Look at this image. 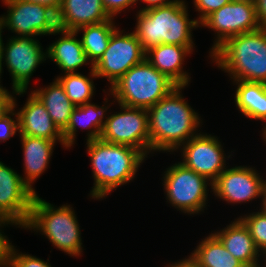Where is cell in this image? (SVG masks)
<instances>
[{
    "mask_svg": "<svg viewBox=\"0 0 266 267\" xmlns=\"http://www.w3.org/2000/svg\"><path fill=\"white\" fill-rule=\"evenodd\" d=\"M176 87L169 95L149 108V152H172L181 147L198 133L200 119L182 97L181 89Z\"/></svg>",
    "mask_w": 266,
    "mask_h": 267,
    "instance_id": "1",
    "label": "cell"
},
{
    "mask_svg": "<svg viewBox=\"0 0 266 267\" xmlns=\"http://www.w3.org/2000/svg\"><path fill=\"white\" fill-rule=\"evenodd\" d=\"M94 187L91 197L102 199L112 190L134 179L146 156L138 149L122 144L107 143L101 139L88 141Z\"/></svg>",
    "mask_w": 266,
    "mask_h": 267,
    "instance_id": "2",
    "label": "cell"
},
{
    "mask_svg": "<svg viewBox=\"0 0 266 267\" xmlns=\"http://www.w3.org/2000/svg\"><path fill=\"white\" fill-rule=\"evenodd\" d=\"M185 1L138 11L137 25L134 30L144 50L160 44H174L180 46H194L192 30L200 23L188 17Z\"/></svg>",
    "mask_w": 266,
    "mask_h": 267,
    "instance_id": "3",
    "label": "cell"
},
{
    "mask_svg": "<svg viewBox=\"0 0 266 267\" xmlns=\"http://www.w3.org/2000/svg\"><path fill=\"white\" fill-rule=\"evenodd\" d=\"M210 57L234 81L266 84V28L228 38Z\"/></svg>",
    "mask_w": 266,
    "mask_h": 267,
    "instance_id": "4",
    "label": "cell"
},
{
    "mask_svg": "<svg viewBox=\"0 0 266 267\" xmlns=\"http://www.w3.org/2000/svg\"><path fill=\"white\" fill-rule=\"evenodd\" d=\"M23 228L40 231L53 246L70 256H79L83 250L79 223L70 205L55 208L35 194L29 218Z\"/></svg>",
    "mask_w": 266,
    "mask_h": 267,
    "instance_id": "5",
    "label": "cell"
},
{
    "mask_svg": "<svg viewBox=\"0 0 266 267\" xmlns=\"http://www.w3.org/2000/svg\"><path fill=\"white\" fill-rule=\"evenodd\" d=\"M178 87L146 59L131 67L109 89L118 104L148 110Z\"/></svg>",
    "mask_w": 266,
    "mask_h": 267,
    "instance_id": "6",
    "label": "cell"
},
{
    "mask_svg": "<svg viewBox=\"0 0 266 267\" xmlns=\"http://www.w3.org/2000/svg\"><path fill=\"white\" fill-rule=\"evenodd\" d=\"M118 28L112 33L107 49L91 67V77L108 79L111 86L131 67L145 60L146 51L133 32L123 34Z\"/></svg>",
    "mask_w": 266,
    "mask_h": 267,
    "instance_id": "7",
    "label": "cell"
},
{
    "mask_svg": "<svg viewBox=\"0 0 266 267\" xmlns=\"http://www.w3.org/2000/svg\"><path fill=\"white\" fill-rule=\"evenodd\" d=\"M163 179L167 199L178 210L188 214H197L207 206L209 180L181 162L167 168Z\"/></svg>",
    "mask_w": 266,
    "mask_h": 267,
    "instance_id": "8",
    "label": "cell"
},
{
    "mask_svg": "<svg viewBox=\"0 0 266 267\" xmlns=\"http://www.w3.org/2000/svg\"><path fill=\"white\" fill-rule=\"evenodd\" d=\"M7 5V15L0 16L2 28L19 36L33 37L59 33L57 13L49 6L25 0H2Z\"/></svg>",
    "mask_w": 266,
    "mask_h": 267,
    "instance_id": "9",
    "label": "cell"
},
{
    "mask_svg": "<svg viewBox=\"0 0 266 267\" xmlns=\"http://www.w3.org/2000/svg\"><path fill=\"white\" fill-rule=\"evenodd\" d=\"M41 47L39 41L32 37H12L5 47L2 41L0 76L3 69L2 61L5 60L12 77V92L16 95L26 92L33 72L46 60L47 52H43Z\"/></svg>",
    "mask_w": 266,
    "mask_h": 267,
    "instance_id": "10",
    "label": "cell"
},
{
    "mask_svg": "<svg viewBox=\"0 0 266 267\" xmlns=\"http://www.w3.org/2000/svg\"><path fill=\"white\" fill-rule=\"evenodd\" d=\"M122 112L110 114L105 120L100 139L112 144H122L149 154L148 111L119 104Z\"/></svg>",
    "mask_w": 266,
    "mask_h": 267,
    "instance_id": "11",
    "label": "cell"
},
{
    "mask_svg": "<svg viewBox=\"0 0 266 267\" xmlns=\"http://www.w3.org/2000/svg\"><path fill=\"white\" fill-rule=\"evenodd\" d=\"M200 25L217 32V39L212 46L211 53L228 38L261 28L256 6L234 0L212 12Z\"/></svg>",
    "mask_w": 266,
    "mask_h": 267,
    "instance_id": "12",
    "label": "cell"
},
{
    "mask_svg": "<svg viewBox=\"0 0 266 267\" xmlns=\"http://www.w3.org/2000/svg\"><path fill=\"white\" fill-rule=\"evenodd\" d=\"M184 166L192 169L212 183L226 169V160L221 142L210 134L198 133L183 144Z\"/></svg>",
    "mask_w": 266,
    "mask_h": 267,
    "instance_id": "13",
    "label": "cell"
},
{
    "mask_svg": "<svg viewBox=\"0 0 266 267\" xmlns=\"http://www.w3.org/2000/svg\"><path fill=\"white\" fill-rule=\"evenodd\" d=\"M13 169L0 161V216L26 224L35 193Z\"/></svg>",
    "mask_w": 266,
    "mask_h": 267,
    "instance_id": "14",
    "label": "cell"
},
{
    "mask_svg": "<svg viewBox=\"0 0 266 267\" xmlns=\"http://www.w3.org/2000/svg\"><path fill=\"white\" fill-rule=\"evenodd\" d=\"M264 179L252 167L235 166L225 169L212 183L216 197L227 203H246L261 198Z\"/></svg>",
    "mask_w": 266,
    "mask_h": 267,
    "instance_id": "15",
    "label": "cell"
},
{
    "mask_svg": "<svg viewBox=\"0 0 266 267\" xmlns=\"http://www.w3.org/2000/svg\"><path fill=\"white\" fill-rule=\"evenodd\" d=\"M19 134L59 141L65 148L62 132L53 123L45 106L31 92L24 107L17 112Z\"/></svg>",
    "mask_w": 266,
    "mask_h": 267,
    "instance_id": "16",
    "label": "cell"
},
{
    "mask_svg": "<svg viewBox=\"0 0 266 267\" xmlns=\"http://www.w3.org/2000/svg\"><path fill=\"white\" fill-rule=\"evenodd\" d=\"M193 48L194 46L160 44L146 50L145 59L177 86L185 87L190 78L188 73L182 70V65L184 58L192 53Z\"/></svg>",
    "mask_w": 266,
    "mask_h": 267,
    "instance_id": "17",
    "label": "cell"
},
{
    "mask_svg": "<svg viewBox=\"0 0 266 267\" xmlns=\"http://www.w3.org/2000/svg\"><path fill=\"white\" fill-rule=\"evenodd\" d=\"M110 19L101 0H63L57 12L58 29L66 31Z\"/></svg>",
    "mask_w": 266,
    "mask_h": 267,
    "instance_id": "18",
    "label": "cell"
},
{
    "mask_svg": "<svg viewBox=\"0 0 266 267\" xmlns=\"http://www.w3.org/2000/svg\"><path fill=\"white\" fill-rule=\"evenodd\" d=\"M214 235L246 267H260L257 260L261 251L258 250L248 228L239 218L219 232H214Z\"/></svg>",
    "mask_w": 266,
    "mask_h": 267,
    "instance_id": "19",
    "label": "cell"
},
{
    "mask_svg": "<svg viewBox=\"0 0 266 267\" xmlns=\"http://www.w3.org/2000/svg\"><path fill=\"white\" fill-rule=\"evenodd\" d=\"M62 37L49 45L47 48V57L52 59L64 73H76V70L87 65L91 61L85 53L80 39L76 38L75 31H66L59 29L58 34Z\"/></svg>",
    "mask_w": 266,
    "mask_h": 267,
    "instance_id": "20",
    "label": "cell"
},
{
    "mask_svg": "<svg viewBox=\"0 0 266 267\" xmlns=\"http://www.w3.org/2000/svg\"><path fill=\"white\" fill-rule=\"evenodd\" d=\"M108 108L109 107L106 106L100 107L90 102L81 106H75L67 127L62 131L66 148L74 144L78 125L86 128V130L87 128H93L87 134V142L100 139L105 124V120H103V118H105L104 113Z\"/></svg>",
    "mask_w": 266,
    "mask_h": 267,
    "instance_id": "21",
    "label": "cell"
},
{
    "mask_svg": "<svg viewBox=\"0 0 266 267\" xmlns=\"http://www.w3.org/2000/svg\"><path fill=\"white\" fill-rule=\"evenodd\" d=\"M20 137L26 175L22 180L36 194L32 183L46 170L56 141L27 135H20Z\"/></svg>",
    "mask_w": 266,
    "mask_h": 267,
    "instance_id": "22",
    "label": "cell"
},
{
    "mask_svg": "<svg viewBox=\"0 0 266 267\" xmlns=\"http://www.w3.org/2000/svg\"><path fill=\"white\" fill-rule=\"evenodd\" d=\"M185 260L192 267H246L224 247L213 233L203 239Z\"/></svg>",
    "mask_w": 266,
    "mask_h": 267,
    "instance_id": "23",
    "label": "cell"
},
{
    "mask_svg": "<svg viewBox=\"0 0 266 267\" xmlns=\"http://www.w3.org/2000/svg\"><path fill=\"white\" fill-rule=\"evenodd\" d=\"M31 92L45 106L53 123L62 132L69 123L75 105L67 97L60 82L55 79L48 87Z\"/></svg>",
    "mask_w": 266,
    "mask_h": 267,
    "instance_id": "24",
    "label": "cell"
},
{
    "mask_svg": "<svg viewBox=\"0 0 266 267\" xmlns=\"http://www.w3.org/2000/svg\"><path fill=\"white\" fill-rule=\"evenodd\" d=\"M237 89L235 104L247 118L266 121V84L262 82L234 81Z\"/></svg>",
    "mask_w": 266,
    "mask_h": 267,
    "instance_id": "25",
    "label": "cell"
},
{
    "mask_svg": "<svg viewBox=\"0 0 266 267\" xmlns=\"http://www.w3.org/2000/svg\"><path fill=\"white\" fill-rule=\"evenodd\" d=\"M116 29L113 18H111L101 23L81 26L75 30L76 34L81 30L84 31L80 41L88 59L91 61V67L107 49L111 35Z\"/></svg>",
    "mask_w": 266,
    "mask_h": 267,
    "instance_id": "26",
    "label": "cell"
},
{
    "mask_svg": "<svg viewBox=\"0 0 266 267\" xmlns=\"http://www.w3.org/2000/svg\"><path fill=\"white\" fill-rule=\"evenodd\" d=\"M63 86L67 97L75 106H81L90 102L94 95L93 79L87 76L76 73H66L63 76L56 78Z\"/></svg>",
    "mask_w": 266,
    "mask_h": 267,
    "instance_id": "27",
    "label": "cell"
},
{
    "mask_svg": "<svg viewBox=\"0 0 266 267\" xmlns=\"http://www.w3.org/2000/svg\"><path fill=\"white\" fill-rule=\"evenodd\" d=\"M239 219L248 228L258 250L266 256V214L258 211Z\"/></svg>",
    "mask_w": 266,
    "mask_h": 267,
    "instance_id": "28",
    "label": "cell"
},
{
    "mask_svg": "<svg viewBox=\"0 0 266 267\" xmlns=\"http://www.w3.org/2000/svg\"><path fill=\"white\" fill-rule=\"evenodd\" d=\"M15 101L16 99L13 97L12 107L0 116V142L8 140L10 137H13L17 131H19L18 114L14 113L16 108ZM10 115H15L16 120L12 119Z\"/></svg>",
    "mask_w": 266,
    "mask_h": 267,
    "instance_id": "29",
    "label": "cell"
},
{
    "mask_svg": "<svg viewBox=\"0 0 266 267\" xmlns=\"http://www.w3.org/2000/svg\"><path fill=\"white\" fill-rule=\"evenodd\" d=\"M2 224L3 226L8 224H15L16 226L19 225L18 227H22L16 220L0 216V226H2ZM9 242L10 240H8L7 237L4 236L0 230V267H8L10 264L14 246Z\"/></svg>",
    "mask_w": 266,
    "mask_h": 267,
    "instance_id": "30",
    "label": "cell"
},
{
    "mask_svg": "<svg viewBox=\"0 0 266 267\" xmlns=\"http://www.w3.org/2000/svg\"><path fill=\"white\" fill-rule=\"evenodd\" d=\"M8 267H51L48 262L31 256L28 254H22L16 252V249L13 248L10 264Z\"/></svg>",
    "mask_w": 266,
    "mask_h": 267,
    "instance_id": "31",
    "label": "cell"
},
{
    "mask_svg": "<svg viewBox=\"0 0 266 267\" xmlns=\"http://www.w3.org/2000/svg\"><path fill=\"white\" fill-rule=\"evenodd\" d=\"M231 1L232 0H194L195 8L200 12V16L196 20L201 23L212 12L220 9Z\"/></svg>",
    "mask_w": 266,
    "mask_h": 267,
    "instance_id": "32",
    "label": "cell"
},
{
    "mask_svg": "<svg viewBox=\"0 0 266 267\" xmlns=\"http://www.w3.org/2000/svg\"><path fill=\"white\" fill-rule=\"evenodd\" d=\"M105 11L111 18H114L116 14L120 13L122 10L124 11L127 7H132L131 5H135L137 0H101Z\"/></svg>",
    "mask_w": 266,
    "mask_h": 267,
    "instance_id": "33",
    "label": "cell"
},
{
    "mask_svg": "<svg viewBox=\"0 0 266 267\" xmlns=\"http://www.w3.org/2000/svg\"><path fill=\"white\" fill-rule=\"evenodd\" d=\"M9 93L10 92L0 84V116L12 107L13 96Z\"/></svg>",
    "mask_w": 266,
    "mask_h": 267,
    "instance_id": "34",
    "label": "cell"
},
{
    "mask_svg": "<svg viewBox=\"0 0 266 267\" xmlns=\"http://www.w3.org/2000/svg\"><path fill=\"white\" fill-rule=\"evenodd\" d=\"M255 6L258 22L261 27L266 28V0H258Z\"/></svg>",
    "mask_w": 266,
    "mask_h": 267,
    "instance_id": "35",
    "label": "cell"
},
{
    "mask_svg": "<svg viewBox=\"0 0 266 267\" xmlns=\"http://www.w3.org/2000/svg\"><path fill=\"white\" fill-rule=\"evenodd\" d=\"M141 1L144 3H147L148 5H146V7H143L142 9H140V11H146L148 9L164 6V5L173 3V2L178 1V0H141Z\"/></svg>",
    "mask_w": 266,
    "mask_h": 267,
    "instance_id": "36",
    "label": "cell"
},
{
    "mask_svg": "<svg viewBox=\"0 0 266 267\" xmlns=\"http://www.w3.org/2000/svg\"><path fill=\"white\" fill-rule=\"evenodd\" d=\"M25 1L49 6L56 13L59 11L60 6L62 5L63 2V0H25Z\"/></svg>",
    "mask_w": 266,
    "mask_h": 267,
    "instance_id": "37",
    "label": "cell"
},
{
    "mask_svg": "<svg viewBox=\"0 0 266 267\" xmlns=\"http://www.w3.org/2000/svg\"><path fill=\"white\" fill-rule=\"evenodd\" d=\"M261 197H262V208H261V211L266 214V180L264 181L263 183V187H262V194H261Z\"/></svg>",
    "mask_w": 266,
    "mask_h": 267,
    "instance_id": "38",
    "label": "cell"
},
{
    "mask_svg": "<svg viewBox=\"0 0 266 267\" xmlns=\"http://www.w3.org/2000/svg\"><path fill=\"white\" fill-rule=\"evenodd\" d=\"M168 267H192L185 259L181 260L180 262H175Z\"/></svg>",
    "mask_w": 266,
    "mask_h": 267,
    "instance_id": "39",
    "label": "cell"
},
{
    "mask_svg": "<svg viewBox=\"0 0 266 267\" xmlns=\"http://www.w3.org/2000/svg\"><path fill=\"white\" fill-rule=\"evenodd\" d=\"M234 1H237V2H247V3H251L253 5H256L258 0H234Z\"/></svg>",
    "mask_w": 266,
    "mask_h": 267,
    "instance_id": "40",
    "label": "cell"
},
{
    "mask_svg": "<svg viewBox=\"0 0 266 267\" xmlns=\"http://www.w3.org/2000/svg\"><path fill=\"white\" fill-rule=\"evenodd\" d=\"M2 29L3 28L1 27V24H0V66H1V45H2V41H3L2 40V36H1L2 35L1 34L2 33Z\"/></svg>",
    "mask_w": 266,
    "mask_h": 267,
    "instance_id": "41",
    "label": "cell"
},
{
    "mask_svg": "<svg viewBox=\"0 0 266 267\" xmlns=\"http://www.w3.org/2000/svg\"><path fill=\"white\" fill-rule=\"evenodd\" d=\"M263 138L266 141V125L263 127Z\"/></svg>",
    "mask_w": 266,
    "mask_h": 267,
    "instance_id": "42",
    "label": "cell"
}]
</instances>
